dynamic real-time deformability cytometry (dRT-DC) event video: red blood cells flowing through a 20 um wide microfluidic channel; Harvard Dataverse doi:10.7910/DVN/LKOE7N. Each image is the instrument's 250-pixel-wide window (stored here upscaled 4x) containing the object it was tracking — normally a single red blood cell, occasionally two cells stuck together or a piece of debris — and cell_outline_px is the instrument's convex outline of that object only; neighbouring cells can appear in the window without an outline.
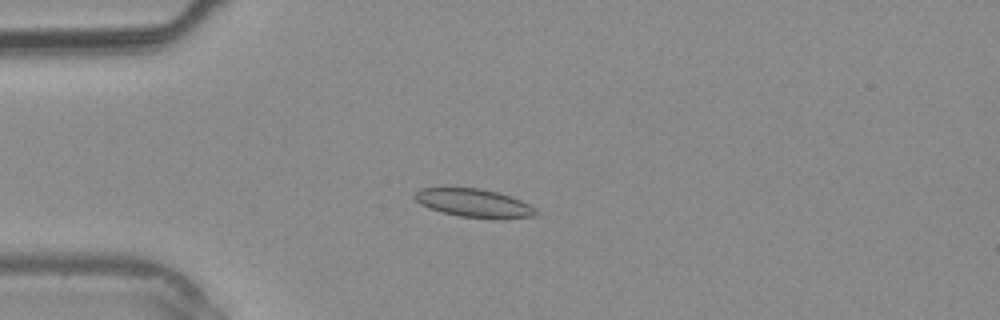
{"species": "common noctule bat (a hibernating species)", "species_latin": "Nyctalus noctula", "temperature_condition": "warm", "stored_images_in_passage": 40, "camera_frame_rate_fps": 3000, "um_per_image_px": 0.085, "animal": {"sex": "male", "body_mass_g": 20.4}, "frame": {"image": 1, "passage_image": 11, "time_ms": 3.333, "image_size_px": [1000, 320], "cell_outline_px": [[540, 212], [536, 216], [460, 216], [428, 208], [420, 204], [412, 196], [420, 188], [480, 188], [512, 196], [536, 208]], "centroid_in_image_um": [40.23, 17.21], "position_along_channel_um": 44.8, "area_um2": 19.19}}
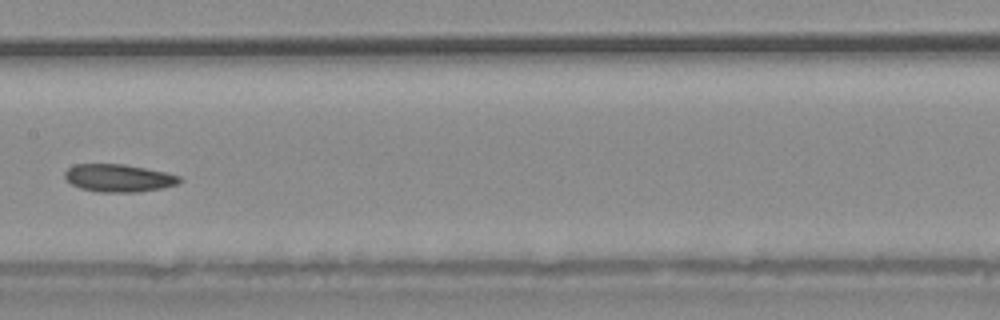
{"frame": {"image": 2, "passage_image": 21, "time_ms": 6.667, "image_size_px": [1000, 320], "cell_outline_px": [[184, 180], [176, 184], [160, 188], [136, 192], [100, 192], [80, 188], [72, 184], [64, 176], [64, 172], [68, 168], [76, 164], [124, 164], [164, 172], [180, 176]], "centroid_in_image_um": [10.07, 15.13], "position_along_channel_um": 197.3, "area_um2": 18.32}}
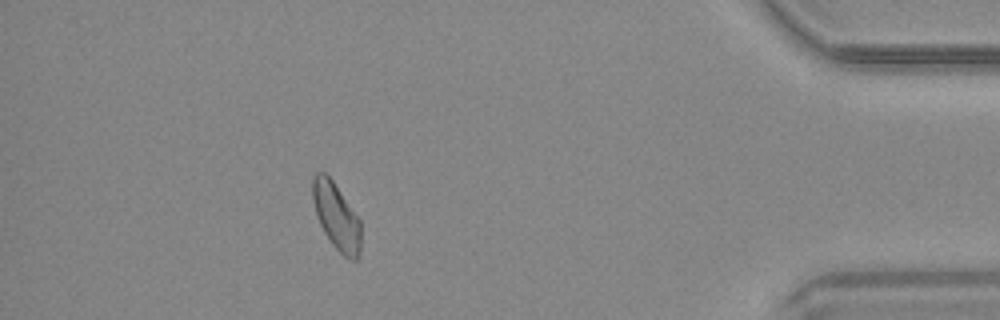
{"frame": {"image": 3, "passage_image": 36, "time_ms": 11.667, "image_size_px": [1000, 320], "cell_outline_px": [[360, 252], [356, 260], [352, 260], [344, 256], [332, 244], [324, 232], [316, 216], [312, 200], [312, 176], [316, 172], [324, 172], [332, 180], [360, 220]], "centroid_in_image_um": [28.56, 18.38], "position_along_channel_um": 406.6, "area_um2": 18.61}}